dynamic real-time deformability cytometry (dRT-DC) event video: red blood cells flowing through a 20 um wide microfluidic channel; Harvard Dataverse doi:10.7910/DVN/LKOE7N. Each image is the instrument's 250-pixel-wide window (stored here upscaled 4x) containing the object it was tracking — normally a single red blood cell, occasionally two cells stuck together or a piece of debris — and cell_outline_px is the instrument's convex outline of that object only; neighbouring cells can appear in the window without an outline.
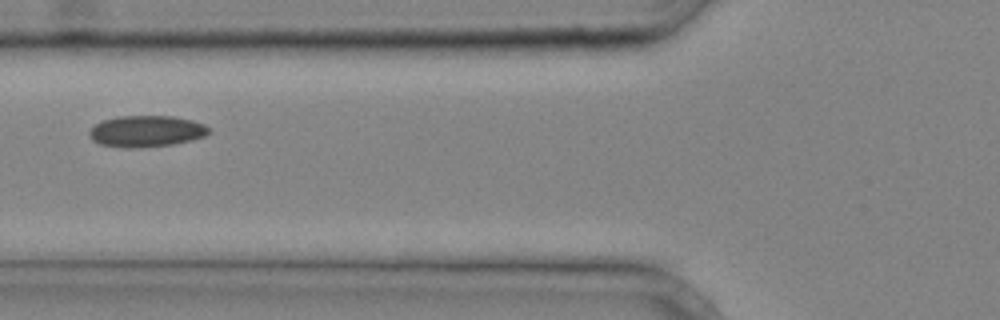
{"species": "common noctule bat (a hibernating species)", "species_latin": "Nyctalus noctula", "temperature_condition": "cold", "stored_images_in_passage": 23, "camera_frame_rate_fps": 3000, "um_per_image_px": 0.085, "animal": {"sex": "male", "body_mass_g": 20.4}, "frame": {"image": 1, "passage_image": 4, "time_ms": 1.0, "image_size_px": [1000, 320], "cell_outline_px": [[208, 132], [204, 136], [192, 140], [172, 144], [136, 148], [124, 148], [100, 144], [92, 140], [88, 136], [88, 132], [96, 124], [104, 120], [116, 116], [172, 116], [192, 120], [204, 124], [208, 128]], "centroid_in_image_um": [12.4, 11.15], "position_along_channel_um": 113.4, "area_um2": 21.79}}
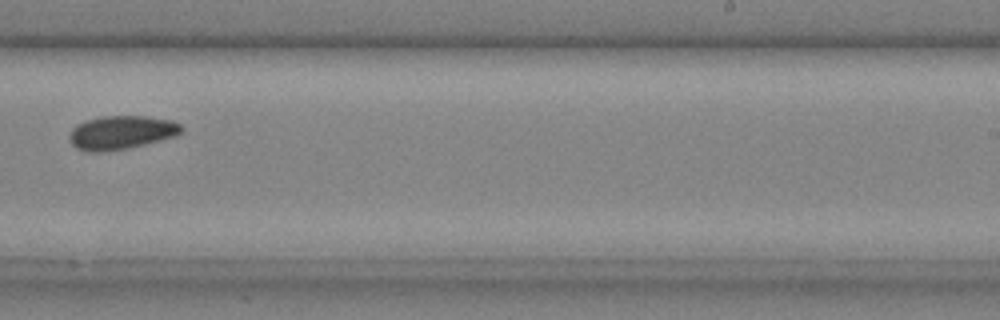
{"frame": {"image": 2, "passage_image": 14, "time_ms": 4.333, "image_size_px": [1000, 320], "cell_outline_px": [[184, 128], [176, 136], [128, 148], [100, 152], [88, 152], [76, 148], [68, 140], [68, 136], [72, 128], [76, 124], [88, 120], [104, 116], [144, 116], [172, 120], [180, 124]], "centroid_in_image_um": [10.28, 11.26], "position_along_channel_um": 278.7, "area_um2": 21.96}}